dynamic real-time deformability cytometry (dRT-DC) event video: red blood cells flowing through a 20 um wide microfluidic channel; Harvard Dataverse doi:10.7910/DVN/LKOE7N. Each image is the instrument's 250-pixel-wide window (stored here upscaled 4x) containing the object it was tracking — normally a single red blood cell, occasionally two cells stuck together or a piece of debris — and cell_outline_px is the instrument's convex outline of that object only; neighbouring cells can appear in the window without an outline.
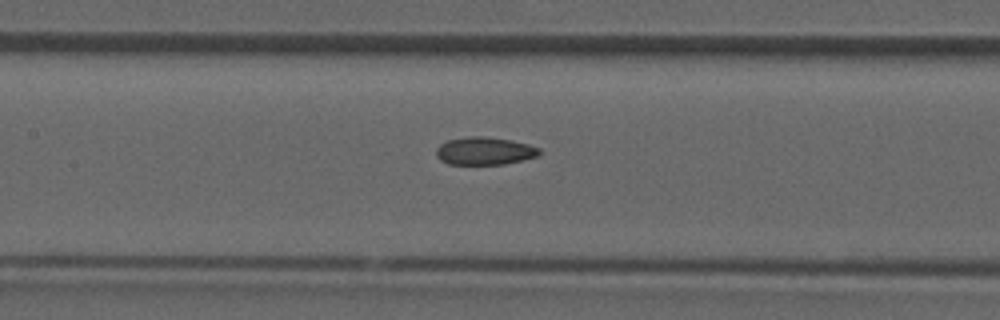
{"species": "common noctule bat (a hibernating species)", "species_latin": "Nyctalus noctula", "temperature_condition": "room temperature", "stored_images_in_passage": 38, "camera_frame_rate_fps": 3000, "um_per_image_px": 0.085, "animal": {"sex": "male", "forearm_length_mm": 52.5}, "frame": {"image": 1, "passage_image": 17, "time_ms": 5.333, "image_size_px": [1000, 320], "cell_outline_px": [[540, 156], [504, 164], [448, 164], [440, 160], [436, 156], [436, 148], [440, 144], [448, 140], [468, 136], [484, 136], [512, 140], [528, 144], [540, 148]], "centroid_in_image_um": [41.19, 12.83], "position_along_channel_um": 166.2, "area_um2": 16.82}}